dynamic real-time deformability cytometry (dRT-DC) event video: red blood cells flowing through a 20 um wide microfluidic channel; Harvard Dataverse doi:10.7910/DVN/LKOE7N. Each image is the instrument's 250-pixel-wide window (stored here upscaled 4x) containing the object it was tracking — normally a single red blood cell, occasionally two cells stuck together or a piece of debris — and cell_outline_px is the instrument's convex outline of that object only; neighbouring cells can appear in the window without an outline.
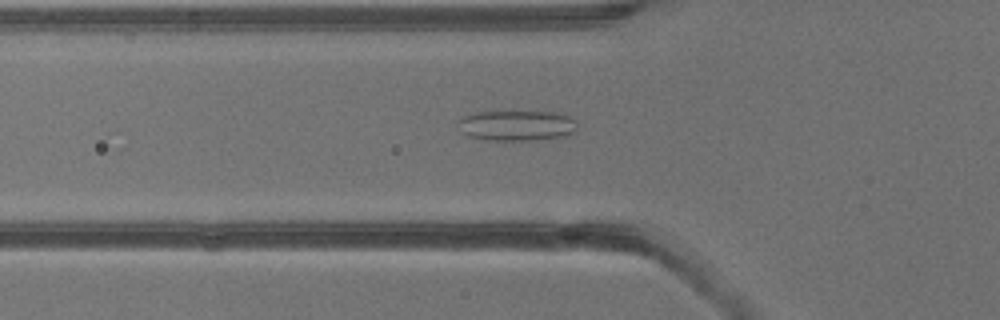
{"species": "common noctule bat (a hibernating species)", "species_latin": "Nyctalus noctula", "temperature_condition": "warm", "stored_images_in_passage": 34, "camera_frame_rate_fps": 3000, "um_per_image_px": 0.085, "animal": {"sex": "male", "body_mass_g": 13.3}, "frame": {"image": 1, "passage_image": 8, "time_ms": 2.333, "image_size_px": [1000, 320], "cell_outline_px": [[576, 132], [568, 136], [536, 140], [488, 140], [468, 136], [460, 132], [460, 116], [480, 112], [552, 112], [568, 116], [576, 120]], "centroid_in_image_um": [43.95, 10.68], "position_along_channel_um": 81.9, "area_um2": 21.15}}
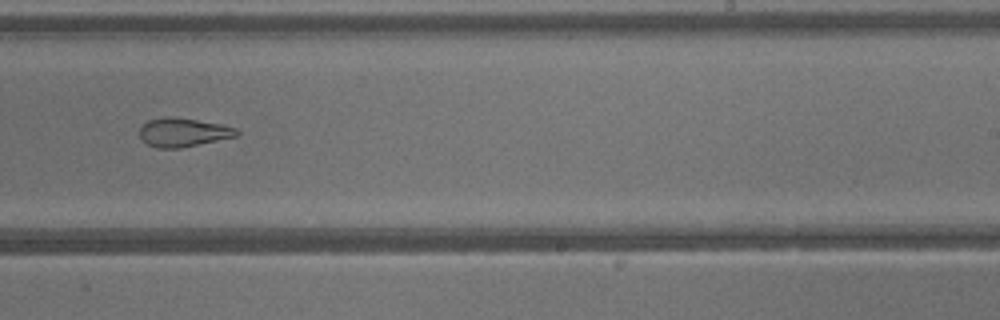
{"frame": {"image": 2, "passage_image": 19, "time_ms": 6.0, "image_size_px": [1000, 320], "cell_outline_px": [[240, 132], [236, 136], [180, 148], [156, 148], [148, 144], [140, 136], [140, 128], [148, 120], [164, 116], [172, 116], [220, 124], [236, 128]], "centroid_in_image_um": [15.55, 11.24], "position_along_channel_um": 273.4, "area_um2": 16.07}}
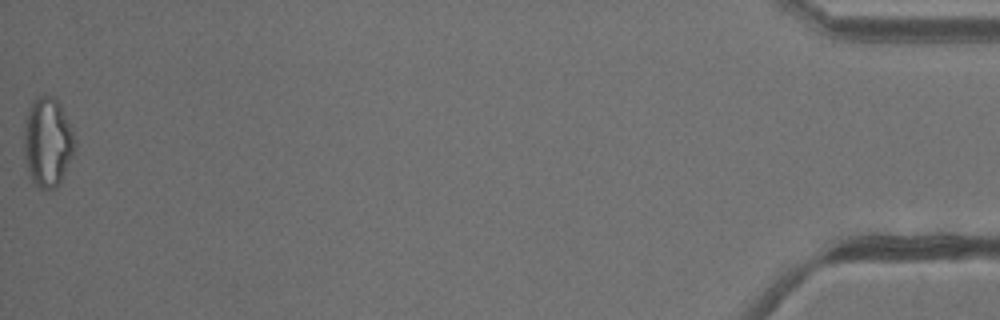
{"frame": {"image": 3, "passage_image": 34, "time_ms": 11.0, "image_size_px": [1000, 320], "cell_outline_px": [[76, 148], [60, 184], [56, 188], [40, 188], [32, 180], [24, 156], [24, 128], [28, 108], [32, 100], [36, 96], [56, 96], [60, 104], [72, 132]], "centroid_in_image_um": [4.04, 12.06], "position_along_channel_um": 431.2, "area_um2": 26.36}}